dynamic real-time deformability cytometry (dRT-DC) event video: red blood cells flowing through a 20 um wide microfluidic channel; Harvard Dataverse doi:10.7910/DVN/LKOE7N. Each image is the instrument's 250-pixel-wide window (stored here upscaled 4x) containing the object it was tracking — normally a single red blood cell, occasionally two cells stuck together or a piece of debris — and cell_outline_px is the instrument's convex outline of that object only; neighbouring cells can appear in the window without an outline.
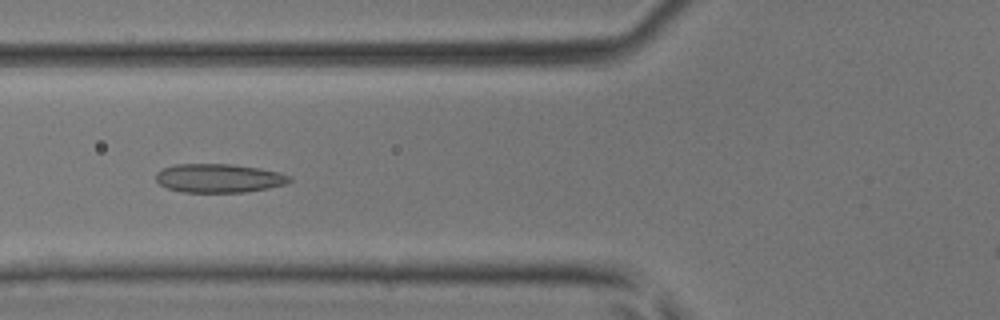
{"species": "common noctule bat (a hibernating species)", "species_latin": "Nyctalus noctula", "temperature_condition": "room temperature", "stored_images_in_passage": 43, "camera_frame_rate_fps": 3000, "um_per_image_px": 0.085, "animal": {"sex": "male", "body_mass_g": 17.9, "forearm_length_mm": 54.2}, "frame": {"image": 1, "passage_image": 18, "time_ms": 5.667, "image_size_px": [1000, 320], "cell_outline_px": [[292, 180], [284, 184], [268, 188], [248, 192], [184, 192], [168, 188], [160, 184], [156, 180], [156, 172], [164, 168], [176, 164], [232, 164], [260, 168], [280, 172], [292, 176]], "centroid_in_image_um": [18.64, 15.14], "position_along_channel_um": 107.2, "area_um2": 22.43}}
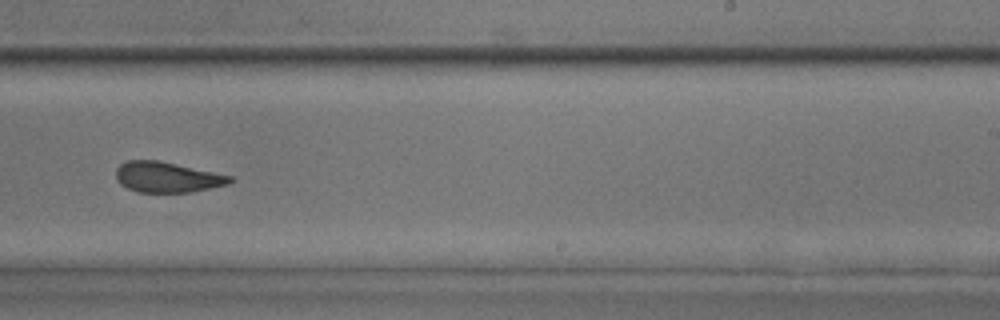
{"frame": {"image": 2, "passage_image": 29, "time_ms": 9.333, "image_size_px": [1000, 320], "cell_outline_px": [[236, 180], [228, 184], [188, 192], [140, 192], [128, 188], [120, 184], [116, 180], [116, 168], [120, 164], [128, 160], [156, 160], [176, 164], [232, 176]], "centroid_in_image_um": [14.19, 15.05], "position_along_channel_um": 274.8, "area_um2": 20.06}}
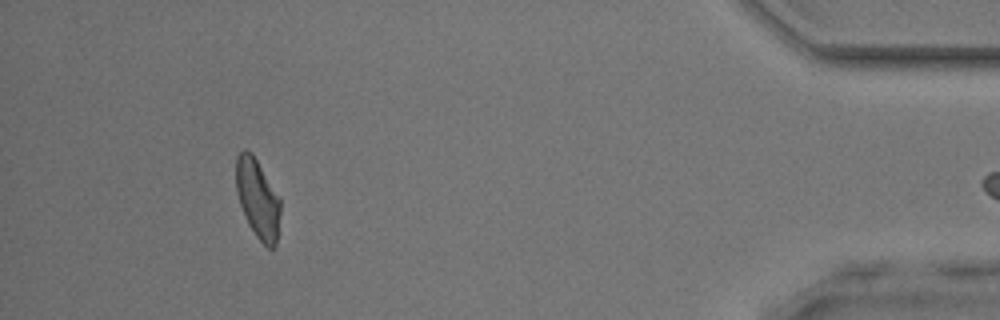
{"frame": {"image": 3, "passage_image": 42, "time_ms": 13.667, "image_size_px": [1000, 320], "cell_outline_px": [[280, 212], [276, 244], [272, 248], [268, 248], [256, 236], [248, 224], [240, 204], [236, 192], [236, 156], [244, 148], [248, 148], [252, 152], [280, 196]], "centroid_in_image_um": [21.9, 16.84], "position_along_channel_um": 413.3, "area_um2": 20.63}}